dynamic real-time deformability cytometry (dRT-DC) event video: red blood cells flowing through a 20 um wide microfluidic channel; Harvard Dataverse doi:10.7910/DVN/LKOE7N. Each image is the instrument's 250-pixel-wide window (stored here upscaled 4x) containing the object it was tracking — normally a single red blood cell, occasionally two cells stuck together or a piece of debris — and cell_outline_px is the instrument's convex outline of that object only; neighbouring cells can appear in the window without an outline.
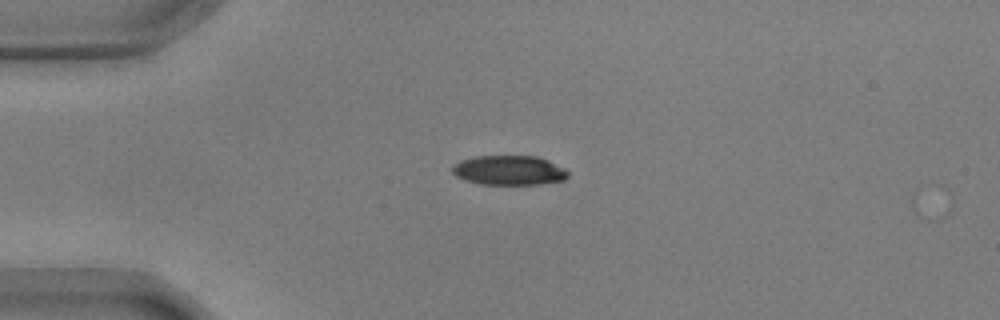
{"species": "common noctule bat (a hibernating species)", "species_latin": "Nyctalus noctula", "temperature_condition": "warm", "stored_images_in_passage": 43, "camera_frame_rate_fps": 3000, "um_per_image_px": 0.085, "animal": {"sex": "male", "body_mass_g": 17.9, "forearm_length_mm": 54.2}, "frame": {"image": 1, "passage_image": 1, "time_ms": 0.0, "image_size_px": [1000, 320], "cell_outline_px": [[568, 176], [564, 180], [540, 184], [480, 184], [464, 180], [456, 176], [452, 172], [452, 164], [460, 160], [476, 156], [536, 156], [548, 160], [564, 168], [568, 172]], "centroid_in_image_um": [43.24, 14.47], "position_along_channel_um": 41.8, "area_um2": 20.0}}
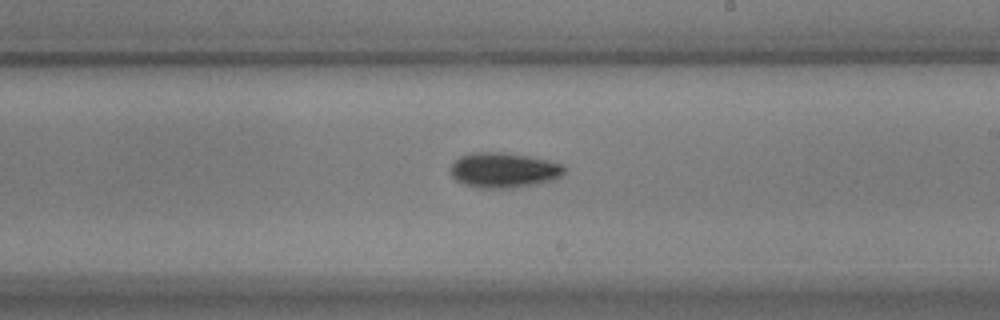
{"frame": {"image": 2, "passage_image": 20, "time_ms": 6.333, "image_size_px": [1000, 320], "cell_outline_px": [[568, 168], [560, 176], [552, 180], [536, 184], [512, 188], [476, 188], [464, 184], [456, 180], [448, 172], [452, 164], [460, 156], [472, 152], [504, 152], [528, 156], [548, 160], [564, 164]], "centroid_in_image_um": [42.81, 14.46], "position_along_channel_um": 246.2, "area_um2": 23.58}}
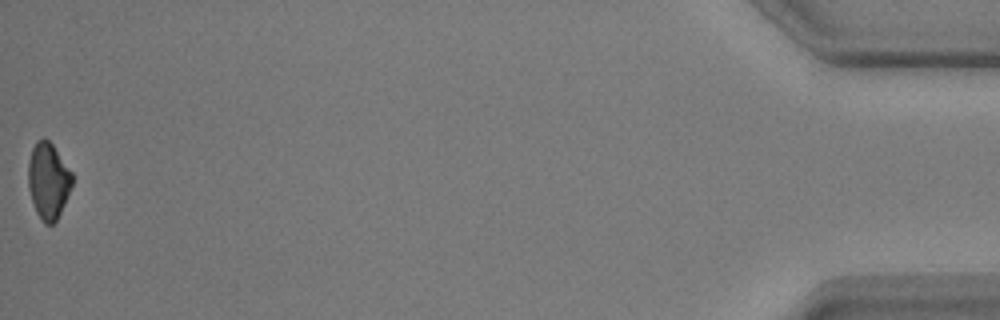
{"frame": {"image": 3, "passage_image": 43, "time_ms": 14.0, "image_size_px": [1000, 320], "cell_outline_px": [[72, 184], [64, 204], [56, 220], [52, 224], [44, 224], [36, 212], [28, 188], [28, 160], [32, 148], [36, 140], [44, 136], [52, 144], [72, 172]], "centroid_in_image_um": [4.08, 15.33], "position_along_channel_um": 431.1, "area_um2": 19.48}, "authors_computed_cell_mechanics": {"area_um2": 21.7328, "velocity_mm_per_s": 3.6336, "shape_relaxation_time_tau1_ms": 4.0031, "shape_relaxation_time_tau2_ms": null, "deformation_change_tau1": 0.1274, "deformation_change_tau2": null}}